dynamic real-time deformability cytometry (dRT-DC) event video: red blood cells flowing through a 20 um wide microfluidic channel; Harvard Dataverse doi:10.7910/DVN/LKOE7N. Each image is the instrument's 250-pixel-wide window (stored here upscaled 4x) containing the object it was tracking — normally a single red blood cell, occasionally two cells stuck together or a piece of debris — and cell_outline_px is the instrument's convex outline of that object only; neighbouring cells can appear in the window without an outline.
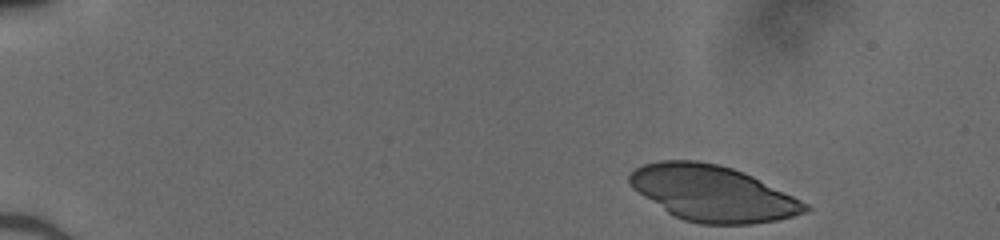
{"species": "human", "species_latin": "Homo sapiens", "temperature_condition": "cold", "stored_images_in_passage": 44, "camera_frame_rate_fps": 3000, "um_per_image_px": 0.085, "donor": {"sex": "male"}, "frame": {"image": 1, "passage_image": 1, "time_ms": 0.0, "image_size_px": [1000, 240], "cell_outline_px": [[812, 208], [808, 212], [776, 220], [752, 224], [700, 224], [684, 220], [668, 212], [632, 188], [628, 180], [628, 176], [636, 168], [644, 164], [660, 160], [696, 160], [720, 164], [744, 172], [808, 204]], "centroid_in_image_um": [60.57, 16.43], "position_along_channel_um": 24.4, "area_um2": 56.64}}